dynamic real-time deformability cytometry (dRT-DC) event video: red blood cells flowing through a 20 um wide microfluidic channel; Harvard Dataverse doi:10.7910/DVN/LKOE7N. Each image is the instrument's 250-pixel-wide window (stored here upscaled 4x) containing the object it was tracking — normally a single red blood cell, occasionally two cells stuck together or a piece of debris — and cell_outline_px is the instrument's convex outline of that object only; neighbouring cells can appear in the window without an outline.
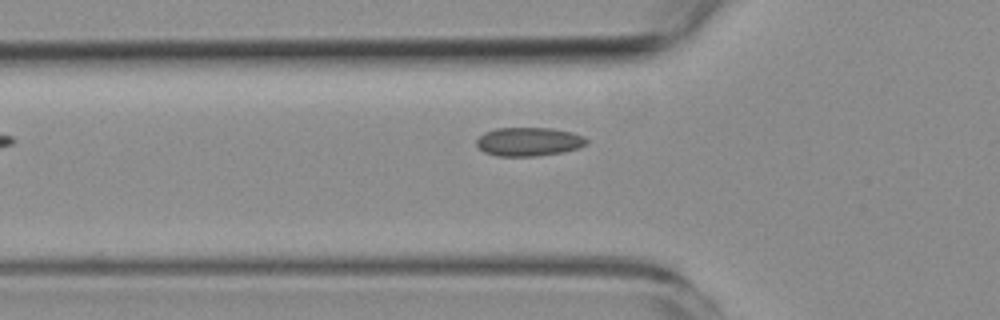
{"species": "common noctule bat (a hibernating species)", "species_latin": "Nyctalus noctula", "temperature_condition": "room temperature", "stored_images_in_passage": 2, "camera_frame_rate_fps": 3000, "um_per_image_px": 0.085, "animal": {"sex": "female", "body_mass_g": 19.3, "forearm_length_mm": 54.1}, "frame": {"image": 1, "passage_image": 2, "time_ms": 1.333, "image_size_px": [1000, 320], "cell_outline_px": [[588, 144], [580, 148], [564, 152], [536, 156], [496, 156], [484, 152], [476, 144], [476, 140], [484, 132], [496, 128], [552, 128], [572, 132], [584, 136], [588, 140]], "centroid_in_image_um": [44.98, 12.04], "position_along_channel_um": 80.8, "area_um2": 18.61}}